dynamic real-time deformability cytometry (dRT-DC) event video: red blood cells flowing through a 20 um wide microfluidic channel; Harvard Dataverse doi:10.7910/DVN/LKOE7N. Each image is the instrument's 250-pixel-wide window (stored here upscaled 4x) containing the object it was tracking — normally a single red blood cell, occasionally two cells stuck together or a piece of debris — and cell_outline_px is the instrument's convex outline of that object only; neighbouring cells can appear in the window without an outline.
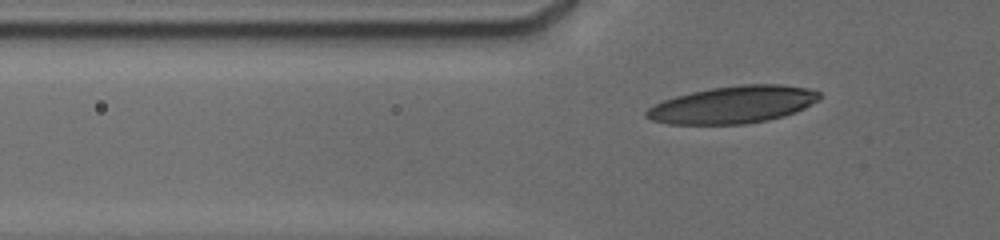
{"species": "human", "species_latin": "Homo sapiens", "temperature_condition": "cold", "stored_images_in_passage": 30, "camera_frame_rate_fps": 3000, "um_per_image_px": 0.085, "donor": {"sex": "male"}, "frame": {"image": 1, "passage_image": 2, "time_ms": 0.333, "image_size_px": [1000, 240], "cell_outline_px": [[820, 96], [816, 100], [804, 108], [768, 120], [744, 124], [668, 124], [652, 120], [644, 116], [644, 112], [648, 108], [664, 100], [676, 96], [692, 92], [712, 88], [740, 84], [780, 84], [808, 88], [820, 92]], "centroid_in_image_um": [62.27, 8.89], "position_along_channel_um": 63.5, "area_um2": 37.22}}
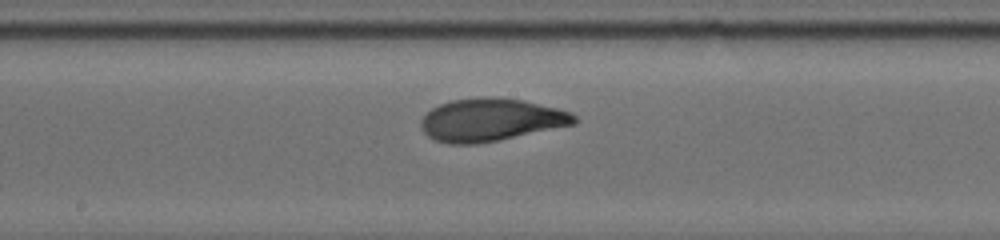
{"frame": {"image": 2, "passage_image": 14, "time_ms": 4.333, "image_size_px": [1000, 240], "cell_outline_px": [[576, 124], [476, 144], [452, 144], [436, 140], [428, 136], [424, 132], [420, 124], [420, 120], [432, 108], [440, 104], [452, 100], [488, 96], [524, 100], [572, 112], [576, 116]], "centroid_in_image_um": [41.72, 10.18], "position_along_channel_um": 206.5, "area_um2": 37.86}}
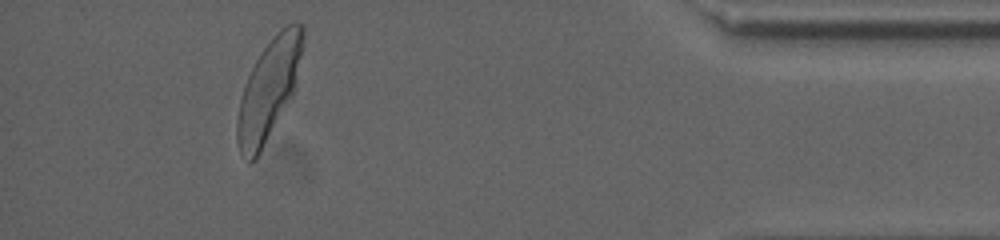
{"frame": {"image": 3, "passage_image": 26, "time_ms": 11.0, "image_size_px": [1000, 240], "cell_outline_px": [[304, 36], [292, 96], [260, 152], [252, 160], [248, 160], [240, 152], [236, 140], [236, 120], [240, 100], [248, 76], [260, 52], [276, 32], [280, 28], [296, 20], [304, 28]], "centroid_in_image_um": [22.83, 7.57], "position_along_channel_um": 412.4, "area_um2": 37.57}, "authors_computed_cell_mechanics": {"area_um2": 37.281, "velocity_mm_per_s": 3.7691, "shape_relaxation_time_tau1_ms": 3.1786, "shape_relaxation_time_tau2_ms": 1.1764, "deformation_change_tau1": 0.1835, "deformation_change_tau2": 0.0672}}